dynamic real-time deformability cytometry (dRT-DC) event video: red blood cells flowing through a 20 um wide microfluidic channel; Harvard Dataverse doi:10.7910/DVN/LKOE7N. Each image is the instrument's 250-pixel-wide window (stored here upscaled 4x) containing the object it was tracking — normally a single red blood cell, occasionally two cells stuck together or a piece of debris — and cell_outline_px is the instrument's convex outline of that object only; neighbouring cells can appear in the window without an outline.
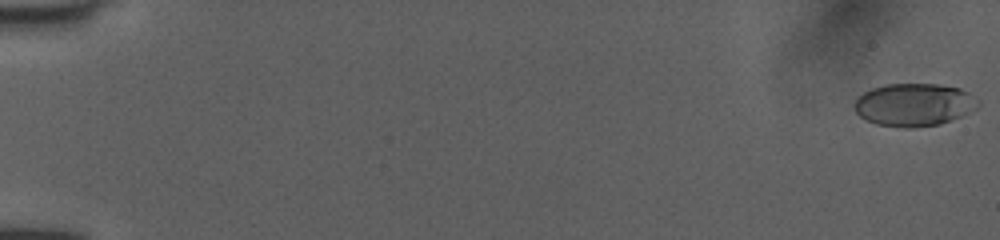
{"species": "human", "species_latin": "Homo sapiens", "temperature_condition": "room temperature", "stored_images_in_passage": 43, "camera_frame_rate_fps": 3000, "um_per_image_px": 0.085, "donor": {"sex": "female"}, "frame": {"image": 1, "passage_image": 1, "time_ms": 0.0, "image_size_px": [1000, 240], "cell_outline_px": [[968, 112], [964, 116], [940, 124], [916, 128], [900, 128], [876, 124], [864, 120], [856, 112], [856, 100], [864, 92], [872, 88], [888, 84], [936, 84], [960, 88], [968, 92]], "centroid_in_image_um": [77.55, 8.93], "position_along_channel_um": 7.5, "area_um2": 29.94}}
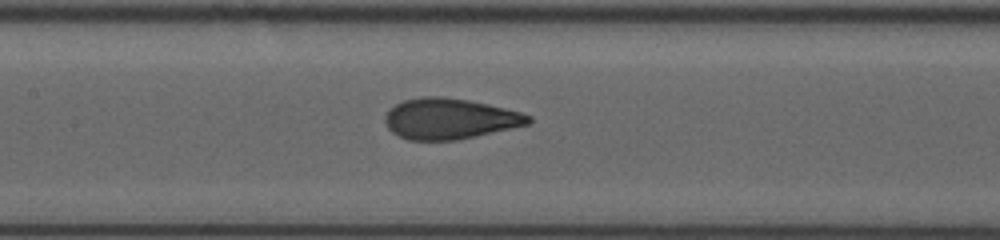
{"frame": {"image": 2, "passage_image": 25, "time_ms": 8.0, "image_size_px": [1000, 240], "cell_outline_px": [[532, 120], [528, 124], [476, 136], [456, 140], [408, 140], [392, 132], [388, 128], [384, 120], [384, 116], [396, 104], [404, 100], [424, 96], [440, 96], [468, 100], [488, 104], [520, 112], [532, 116]], "centroid_in_image_um": [38.21, 10.09], "position_along_channel_um": 169.2, "area_um2": 33.81}}
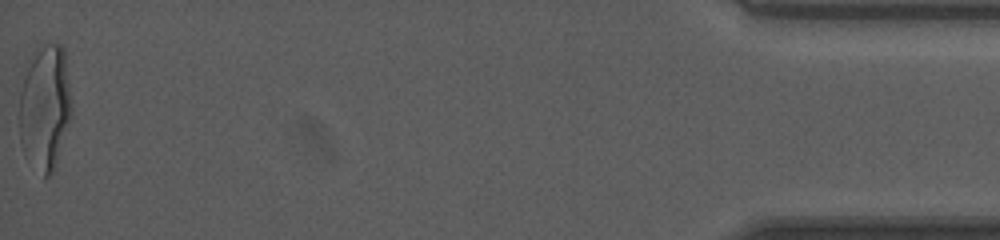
{"frame": {"image": 3, "passage_image": 43, "time_ms": 14.0, "image_size_px": [1000, 240], "cell_outline_px": [[72, 112], [56, 164], [52, 172], [48, 176], [44, 176], [20, 140], [20, 92], [24, 64], [32, 52], [44, 44], [60, 44], [64, 48], [72, 108]], "centroid_in_image_um": [3.83, 8.96], "position_along_channel_um": 431.4, "area_um2": 37.63}}